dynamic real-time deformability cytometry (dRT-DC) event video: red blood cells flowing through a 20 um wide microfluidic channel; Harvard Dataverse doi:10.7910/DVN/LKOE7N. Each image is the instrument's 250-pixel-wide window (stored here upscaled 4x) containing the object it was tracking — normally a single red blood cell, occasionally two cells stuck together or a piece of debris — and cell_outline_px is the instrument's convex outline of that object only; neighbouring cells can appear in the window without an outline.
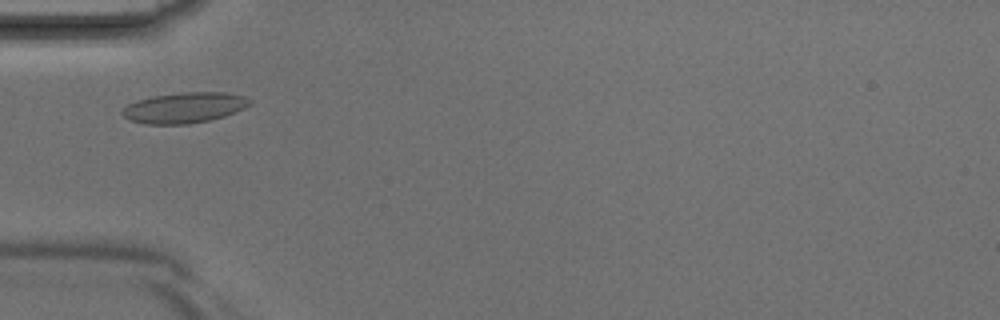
{"species": "Egyptian fruit bat (a non-hibernating species)", "species_latin": "Rousettus aegyptiacus", "temperature_condition": "room temperature", "stored_images_in_passage": 3, "camera_frame_rate_fps": 3000, "um_per_image_px": 0.085, "animal": {"sex": "male"}, "frame": {"image": 1, "passage_image": 2, "time_ms": 0.333, "image_size_px": [1000, 320], "cell_outline_px": [[252, 104], [244, 108], [224, 116], [212, 120], [188, 124], [144, 124], [128, 120], [120, 112], [128, 104], [136, 100], [152, 96], [184, 92], [224, 92], [244, 96], [252, 100]], "centroid_in_image_um": [15.67, 9.15], "position_along_channel_um": 69.3, "area_um2": 22.89}}